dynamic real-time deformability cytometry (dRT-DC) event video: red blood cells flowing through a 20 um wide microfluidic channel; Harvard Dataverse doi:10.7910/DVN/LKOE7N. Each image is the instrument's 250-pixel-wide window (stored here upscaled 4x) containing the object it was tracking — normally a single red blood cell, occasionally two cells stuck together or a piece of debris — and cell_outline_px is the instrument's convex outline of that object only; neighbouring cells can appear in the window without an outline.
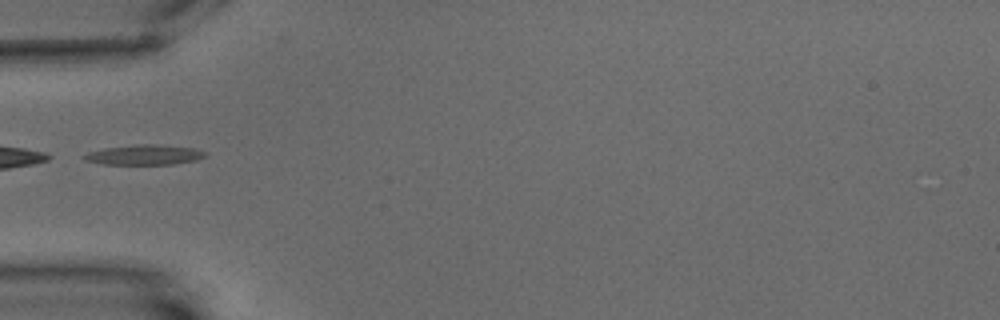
{"species": "common noctule bat (a hibernating species)", "species_latin": "Nyctalus noctula", "temperature_condition": "warm", "stored_images_in_passage": 6, "camera_frame_rate_fps": 3000, "um_per_image_px": 0.085, "animal": {"sex": "male", "body_mass_g": 15.6}, "frame": {"image": 1, "passage_image": 1, "time_ms": 0.0, "image_size_px": [1000, 320], "cell_outline_px": [[204, 156], [196, 160], [172, 164], [104, 164], [84, 160], [80, 156], [88, 152], [104, 148], [136, 144], [156, 144], [192, 148], [204, 152]], "centroid_in_image_um": [12.18, 13.15], "position_along_channel_um": 72.8, "area_um2": 13.99}}
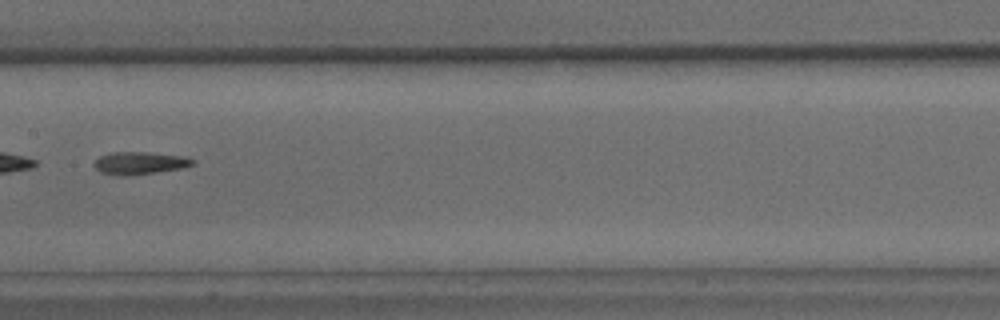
{"frame": {"image": 2, "passage_image": 4, "time_ms": 3.667, "image_size_px": [1000, 320], "cell_outline_px": [[196, 164], [180, 168], [156, 172], [120, 176], [100, 172], [92, 164], [100, 156], [112, 152], [148, 152], [184, 156], [196, 160]], "centroid_in_image_um": [11.88, 13.85], "position_along_channel_um": 195.5, "area_um2": 12.89}}